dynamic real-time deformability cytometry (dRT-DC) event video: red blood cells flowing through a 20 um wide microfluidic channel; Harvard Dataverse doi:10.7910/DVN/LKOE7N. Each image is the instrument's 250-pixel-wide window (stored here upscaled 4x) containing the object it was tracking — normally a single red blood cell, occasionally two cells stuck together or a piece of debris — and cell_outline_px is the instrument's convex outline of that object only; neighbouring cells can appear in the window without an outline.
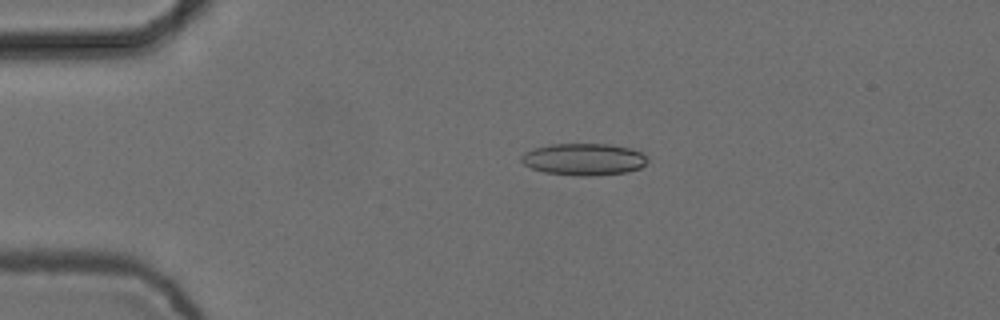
{"species": "common noctule bat (a hibernating species)", "species_latin": "Nyctalus noctula", "temperature_condition": "cold", "stored_images_in_passage": 6, "camera_frame_rate_fps": 3000, "um_per_image_px": 0.085, "animal": {"sex": "female", "body_mass_g": 24.6, "forearm_length_mm": 56.2}, "frame": {"image": 1, "passage_image": 3, "time_ms": 0.667, "image_size_px": [1000, 320], "cell_outline_px": [[648, 160], [640, 168], [624, 172], [596, 176], [576, 176], [544, 172], [532, 168], [524, 164], [520, 160], [520, 156], [524, 152], [532, 148], [548, 144], [608, 144], [632, 148], [640, 152]], "centroid_in_image_um": [49.57, 13.54], "position_along_channel_um": 35.4, "area_um2": 23.58}}
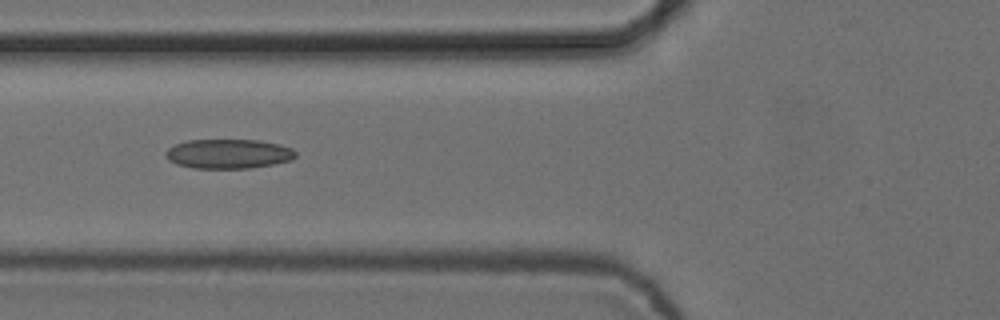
{"frame": {"image": 2, "passage_image": 5, "time_ms": 1.333, "image_size_px": [1000, 320], "cell_outline_px": [[296, 156], [292, 160], [272, 164], [248, 168], [192, 168], [176, 164], [168, 160], [164, 152], [168, 148], [176, 144], [188, 140], [260, 140], [280, 144], [292, 148], [296, 152]], "centroid_in_image_um": [19.41, 13.07], "position_along_channel_um": 106.4, "area_um2": 22.37}}
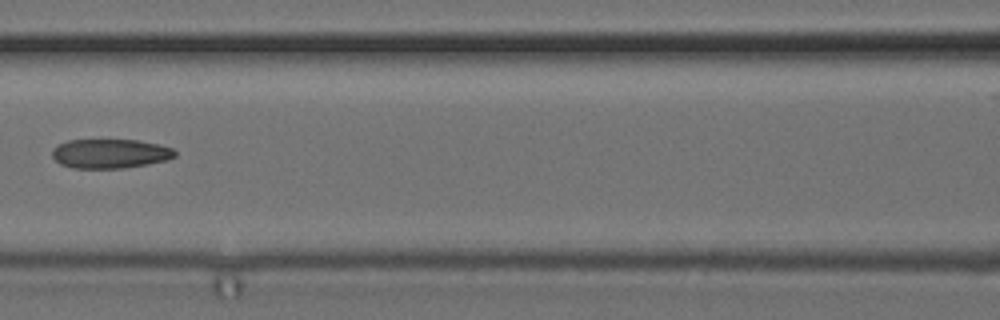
{"frame": {"image": 3, "passage_image": 6, "time_ms": 1.667, "image_size_px": [1000, 320], "cell_outline_px": [[176, 156], [168, 160], [148, 164], [124, 168], [72, 168], [60, 164], [52, 156], [52, 148], [68, 140], [136, 140], [160, 144], [172, 148], [176, 152]], "centroid_in_image_um": [9.38, 13.06], "position_along_channel_um": 157.2, "area_um2": 21.04}}